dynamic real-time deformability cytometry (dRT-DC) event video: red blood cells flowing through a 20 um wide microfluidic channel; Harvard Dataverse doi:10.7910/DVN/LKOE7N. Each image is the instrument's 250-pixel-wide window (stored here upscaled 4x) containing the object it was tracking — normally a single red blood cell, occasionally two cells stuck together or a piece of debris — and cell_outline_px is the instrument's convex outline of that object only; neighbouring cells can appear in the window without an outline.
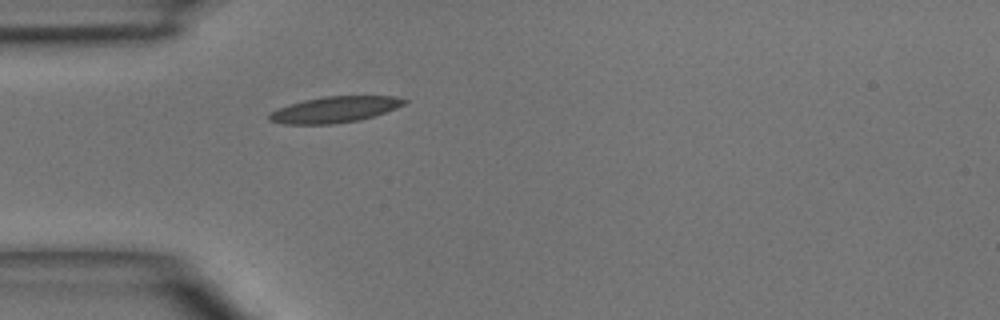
{"species": "common noctule bat (a hibernating species)", "species_latin": "Nyctalus noctula", "temperature_condition": "room temperature", "stored_images_in_passage": 1, "camera_frame_rate_fps": 3000, "um_per_image_px": 0.085, "animal": {"sex": "male", "body_mass_g": 15.6}, "frame": {"image": 1, "passage_image": 1, "time_ms": 0.0, "image_size_px": [1000, 320], "cell_outline_px": [[408, 100], [404, 104], [396, 108], [360, 120], [332, 124], [284, 124], [268, 120], [268, 112], [304, 100], [324, 96], [392, 96]], "centroid_in_image_um": [28.42, 9.31], "position_along_channel_um": 56.6, "area_um2": 20.29}}